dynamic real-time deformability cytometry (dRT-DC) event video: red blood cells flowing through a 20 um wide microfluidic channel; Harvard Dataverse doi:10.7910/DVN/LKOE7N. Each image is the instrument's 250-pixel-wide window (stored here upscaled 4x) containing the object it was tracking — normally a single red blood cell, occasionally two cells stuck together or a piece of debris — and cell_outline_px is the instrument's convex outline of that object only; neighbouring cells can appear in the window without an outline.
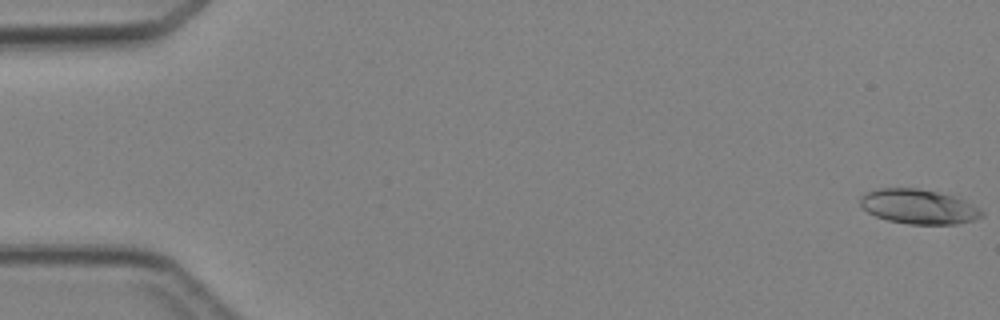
{"species": "Egyptian fruit bat (a non-hibernating species)", "species_latin": "Rousettus aegyptiacus", "temperature_condition": "cold", "stored_images_in_passage": 5, "camera_frame_rate_fps": 3000, "um_per_image_px": 0.085, "animal": {"sex": "female"}, "frame": {"image": 1, "passage_image": 1, "time_ms": 0.0, "image_size_px": [1000, 320], "cell_outline_px": [[984, 216], [972, 220], [956, 224], [912, 224], [888, 220], [876, 216], [868, 212], [860, 204], [860, 196], [864, 192], [880, 188], [916, 188], [936, 192], [952, 196], [964, 200], [980, 208], [984, 212]], "centroid_in_image_um": [78.07, 17.56], "position_along_channel_um": 6.9, "area_um2": 24.39}}
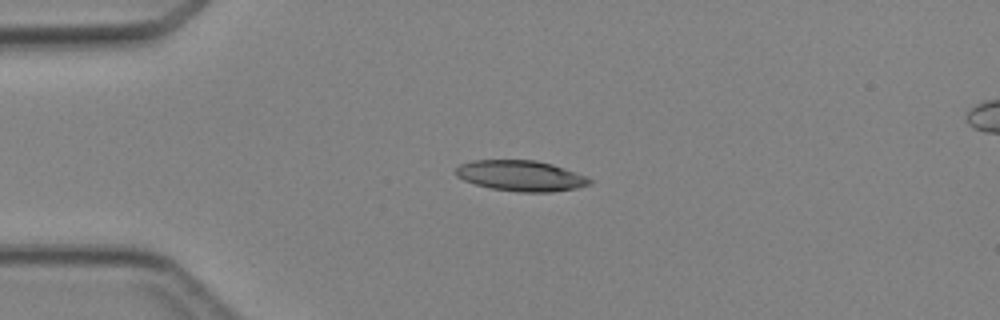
{"frame": {"image": 2, "passage_image": 4, "time_ms": 3.667, "image_size_px": [1000, 320], "cell_outline_px": [[592, 184], [576, 188], [552, 192], [520, 192], [492, 188], [476, 184], [464, 180], [456, 176], [456, 168], [460, 164], [472, 160], [536, 160], [552, 164], [564, 168], [584, 176], [592, 180]], "centroid_in_image_um": [44.26, 14.94], "position_along_channel_um": 40.7, "area_um2": 23.76}}